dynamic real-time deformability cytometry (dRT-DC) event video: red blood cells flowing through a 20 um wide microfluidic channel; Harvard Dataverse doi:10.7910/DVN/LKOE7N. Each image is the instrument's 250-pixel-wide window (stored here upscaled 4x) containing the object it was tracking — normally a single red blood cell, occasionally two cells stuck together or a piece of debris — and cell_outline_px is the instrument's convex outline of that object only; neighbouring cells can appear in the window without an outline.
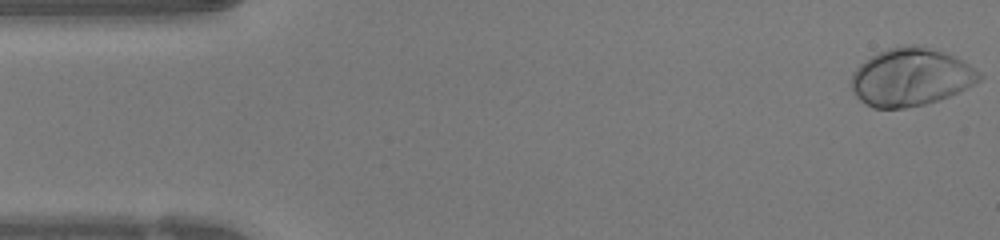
{"species": "human", "species_latin": "Homo sapiens", "temperature_condition": "warm", "stored_images_in_passage": 47, "camera_frame_rate_fps": 3000, "um_per_image_px": 0.085, "donor": {"sex": "female"}, "frame": {"image": 1, "passage_image": 1, "time_ms": 0.0, "image_size_px": [1000, 240], "cell_outline_px": [[984, 76], [980, 80], [948, 96], [924, 104], [904, 108], [872, 108], [864, 104], [852, 92], [852, 72], [860, 64], [872, 56], [888, 48], [912, 44], [944, 52], [968, 64], [980, 72]], "centroid_in_image_um": [77.38, 6.56], "position_along_channel_um": 7.6, "area_um2": 42.54}}
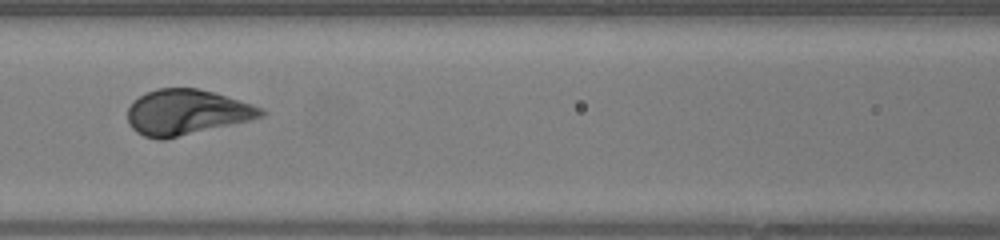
{"frame": {"image": 2, "passage_image": 20, "time_ms": 6.333, "image_size_px": [1000, 240], "cell_outline_px": [[268, 112], [264, 116], [248, 120], [164, 140], [156, 140], [144, 136], [136, 132], [128, 124], [128, 108], [132, 100], [156, 88], [196, 88], [216, 92], [264, 108]], "centroid_in_image_um": [15.85, 9.54], "position_along_channel_um": 150.8, "area_um2": 35.43}}
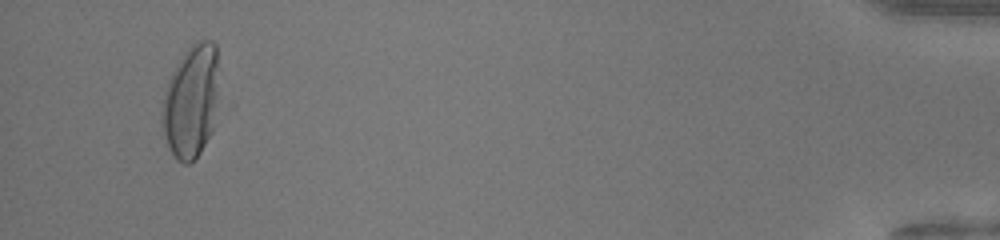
{"frame": {"image": 3, "passage_image": 45, "time_ms": 14.667, "image_size_px": [1000, 240], "cell_outline_px": [[220, 104], [212, 132], [200, 152], [188, 164], [184, 164], [176, 160], [168, 148], [164, 136], [160, 112], [164, 92], [168, 80], [176, 64], [184, 52], [196, 40], [212, 40], [216, 44]], "centroid_in_image_um": [16.27, 8.61], "position_along_channel_um": 418.9, "area_um2": 38.61}, "authors_computed_cell_mechanics": {"area_um2": 36.8764, "velocity_mm_per_s": 4.2303, "shape_relaxation_time_tau1_ms": 2.2547, "shape_relaxation_time_tau2_ms": null, "deformation_change_tau1": 0.1673, "deformation_change_tau2": null}}